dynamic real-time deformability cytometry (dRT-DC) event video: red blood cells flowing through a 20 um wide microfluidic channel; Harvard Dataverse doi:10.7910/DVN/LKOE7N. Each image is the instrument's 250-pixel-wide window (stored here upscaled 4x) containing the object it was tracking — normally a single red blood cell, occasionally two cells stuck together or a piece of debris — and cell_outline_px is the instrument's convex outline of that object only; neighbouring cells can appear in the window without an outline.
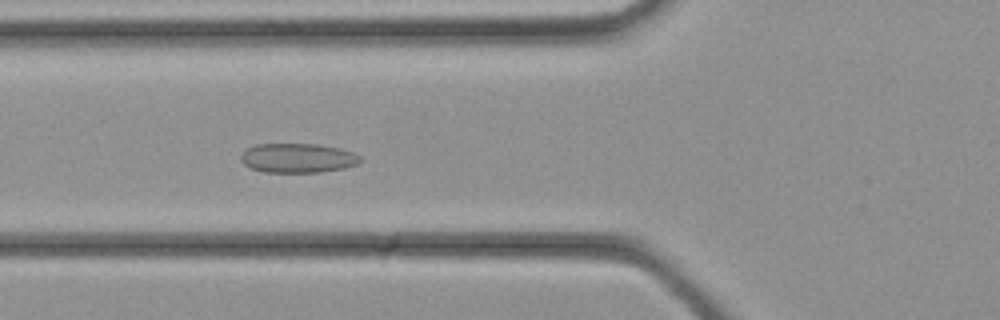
{"species": "common noctule bat (a hibernating species)", "species_latin": "Nyctalus noctula", "temperature_condition": "cold", "stored_images_in_passage": 11, "camera_frame_rate_fps": 3000, "um_per_image_px": 0.085, "animal": {"sex": "female", "body_mass_g": 21.9}, "frame": {"image": 1, "passage_image": 5, "time_ms": 1.333, "image_size_px": [1000, 320], "cell_outline_px": [[360, 160], [356, 164], [344, 168], [320, 172], [264, 172], [252, 168], [244, 164], [240, 160], [240, 156], [244, 148], [256, 144], [316, 144], [340, 148], [352, 152], [360, 156]], "centroid_in_image_um": [25.26, 13.42], "position_along_channel_um": 100.5, "area_um2": 20.46}}